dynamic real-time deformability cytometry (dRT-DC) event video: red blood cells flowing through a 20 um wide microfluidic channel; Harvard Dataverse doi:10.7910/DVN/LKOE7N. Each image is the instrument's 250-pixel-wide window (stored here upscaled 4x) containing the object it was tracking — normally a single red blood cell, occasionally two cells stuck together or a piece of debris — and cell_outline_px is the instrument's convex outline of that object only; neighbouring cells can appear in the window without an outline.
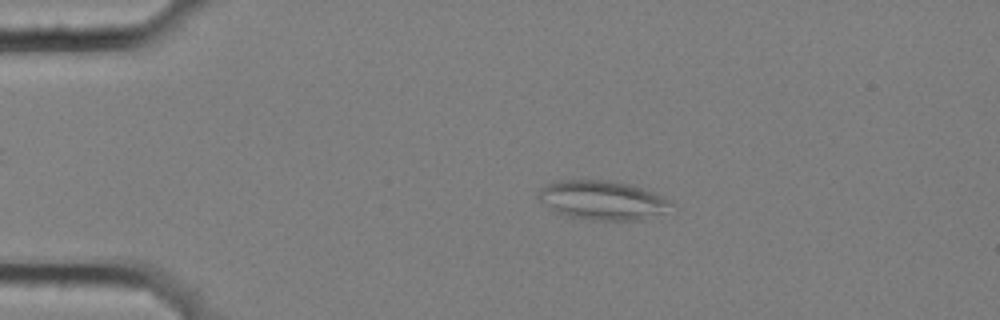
{"species": "common noctule bat (a hibernating species)", "species_latin": "Nyctalus noctula", "temperature_condition": "cold", "stored_images_in_passage": 8, "camera_frame_rate_fps": 3000, "um_per_image_px": 0.085, "animal": {"sex": "female", "body_mass_g": 25.1}, "frame": {"image": 1, "passage_image": 4, "time_ms": 1.0, "image_size_px": [1000, 320], "cell_outline_px": [[672, 204], [660, 212], [644, 220], [588, 220], [568, 216], [556, 212], [540, 200], [536, 196], [536, 192], [540, 188], [552, 180], [604, 180], [628, 184], [652, 192], [668, 200]], "centroid_in_image_um": [51.09, 17.01], "position_along_channel_um": 33.9, "area_um2": 29.88}}